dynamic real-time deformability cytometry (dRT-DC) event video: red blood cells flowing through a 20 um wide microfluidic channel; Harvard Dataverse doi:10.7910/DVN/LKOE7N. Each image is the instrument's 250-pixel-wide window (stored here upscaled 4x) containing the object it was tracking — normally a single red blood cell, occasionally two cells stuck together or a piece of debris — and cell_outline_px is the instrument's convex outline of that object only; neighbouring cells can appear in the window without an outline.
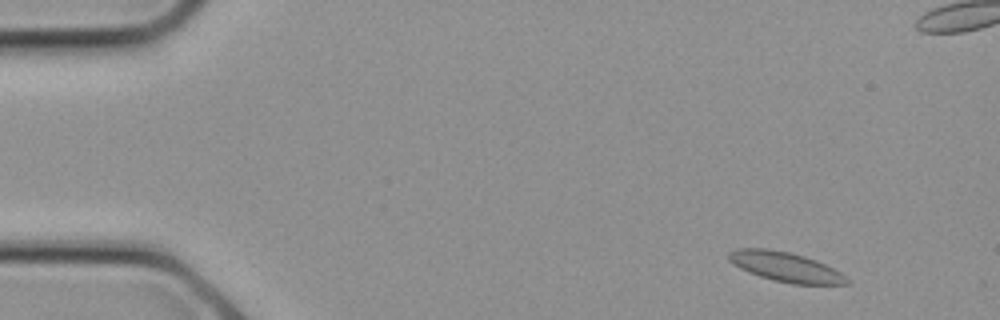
{"species": "common noctule bat (a hibernating species)", "species_latin": "Nyctalus noctula", "temperature_condition": "cold", "stored_images_in_passage": 13, "camera_frame_rate_fps": 3000, "um_per_image_px": 0.085, "animal": {"sex": "female", "body_mass_g": 21.9}, "frame": {"image": 1, "passage_image": 1, "time_ms": 0.0, "image_size_px": [1000, 320], "cell_outline_px": [[848, 284], [792, 284], [760, 276], [748, 272], [740, 268], [728, 260], [728, 252], [736, 248], [768, 248], [792, 252], [816, 260], [840, 272], [848, 280]], "centroid_in_image_um": [66.72, 22.66], "position_along_channel_um": 18.3, "area_um2": 20.29}}
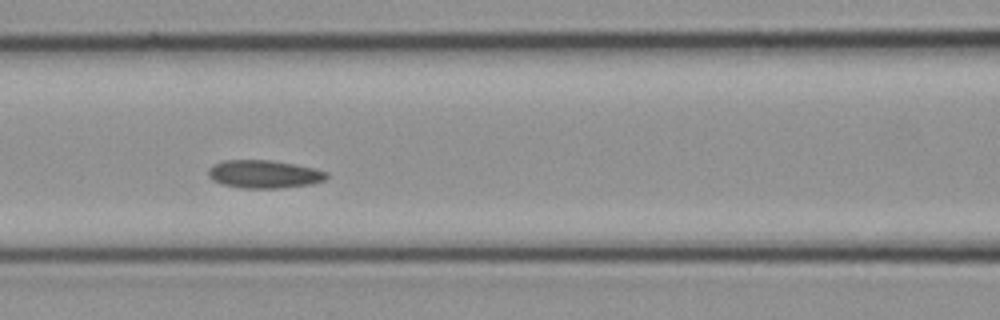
{"frame": {"image": 2, "passage_image": 10, "time_ms": 3.0, "image_size_px": [1000, 320], "cell_outline_px": [[328, 176], [324, 180], [312, 184], [280, 188], [240, 188], [224, 184], [212, 180], [208, 176], [208, 168], [212, 164], [224, 160], [272, 160], [296, 164], [316, 168], [328, 172]], "centroid_in_image_um": [22.45, 14.79], "position_along_channel_um": 144.1, "area_um2": 19.54}}
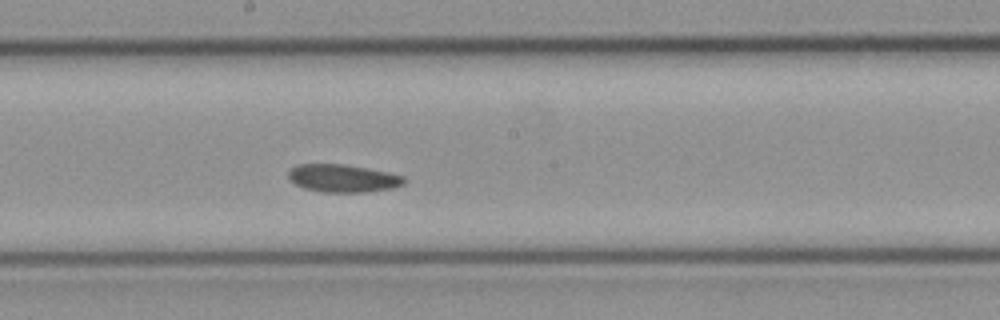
{"frame": {"image": 3, "passage_image": 13, "time_ms": 4.0, "image_size_px": [1000, 320], "cell_outline_px": [[408, 180], [404, 184], [392, 188], [368, 192], [324, 192], [304, 188], [288, 180], [288, 172], [296, 164], [344, 164], [388, 172], [404, 176]], "centroid_in_image_um": [29.16, 15.15], "position_along_channel_um": 219.0, "area_um2": 18.84}}